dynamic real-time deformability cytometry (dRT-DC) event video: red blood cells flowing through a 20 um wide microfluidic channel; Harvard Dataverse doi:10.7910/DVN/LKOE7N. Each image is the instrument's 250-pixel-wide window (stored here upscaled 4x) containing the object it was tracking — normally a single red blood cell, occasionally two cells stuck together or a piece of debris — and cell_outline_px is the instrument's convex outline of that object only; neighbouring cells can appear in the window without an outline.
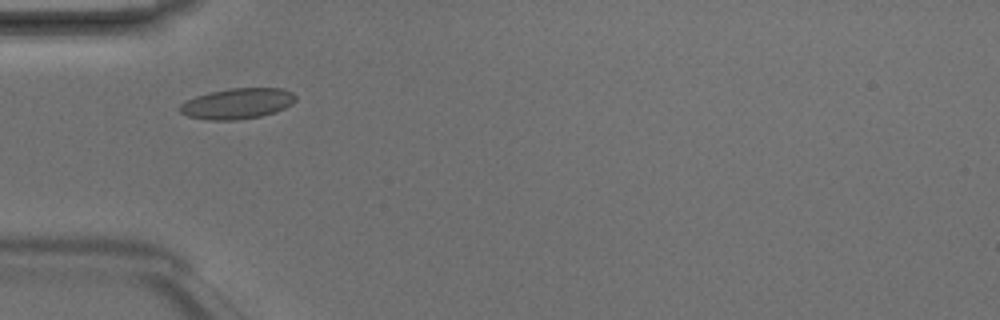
{"species": "Egyptian fruit bat (a non-hibernating species)", "species_latin": "Rousettus aegyptiacus", "temperature_condition": "room temperature", "stored_images_in_passage": 4, "camera_frame_rate_fps": 3000, "um_per_image_px": 0.085, "animal": {"sex": "male"}, "frame": {"image": 1, "passage_image": 3, "time_ms": 0.667, "image_size_px": [1000, 320], "cell_outline_px": [[296, 100], [292, 104], [276, 112], [260, 116], [236, 120], [208, 120], [188, 116], [180, 112], [180, 104], [196, 96], [208, 92], [232, 88], [280, 88], [292, 92], [296, 96]], "centroid_in_image_um": [20.19, 8.8], "position_along_channel_um": 64.8, "area_um2": 20.63}}